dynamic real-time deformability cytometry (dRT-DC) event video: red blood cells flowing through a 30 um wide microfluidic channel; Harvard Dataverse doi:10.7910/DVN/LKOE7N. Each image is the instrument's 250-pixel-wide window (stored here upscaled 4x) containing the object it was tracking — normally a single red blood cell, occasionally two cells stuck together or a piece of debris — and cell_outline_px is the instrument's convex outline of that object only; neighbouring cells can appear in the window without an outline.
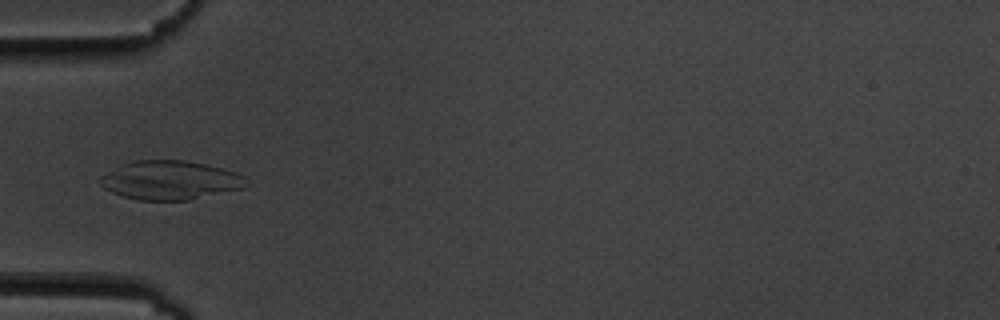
{"species": "common noctule bat (a hibernating species)", "species_latin": "Nyctalus noctula", "temperature_condition": "cold", "stored_images_in_passage": 12, "camera_frame_rate_fps": 3000, "um_per_image_px": 0.085, "animal": {"sex": "male", "body_mass_g": 19.5, "forearm_length_mm": 54.6}, "frame": {"image": 1, "passage_image": 2, "time_ms": 1.0, "image_size_px": [1000, 320], "cell_outline_px": [[252, 184], [244, 188], [188, 200], [136, 200], [112, 192], [104, 188], [100, 184], [100, 176], [132, 160], [188, 160], [208, 164], [236, 172], [244, 176]], "centroid_in_image_um": [14.53, 15.31], "position_along_channel_um": 70.5, "area_um2": 33.29}}
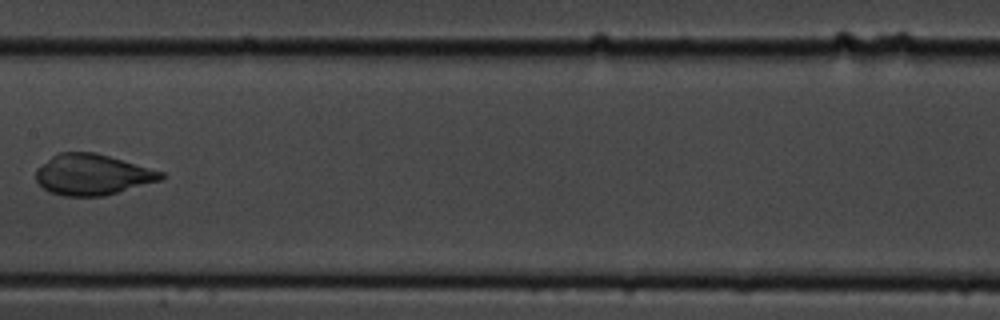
{"frame": {"image": 2, "passage_image": 5, "time_ms": 4.667, "image_size_px": [1000, 320], "cell_outline_px": [[164, 176], [160, 180], [104, 196], [64, 196], [48, 192], [36, 180], [36, 168], [52, 156], [60, 152], [96, 152], [164, 172]], "centroid_in_image_um": [7.83, 14.84], "position_along_channel_um": 199.6, "area_um2": 29.65}}
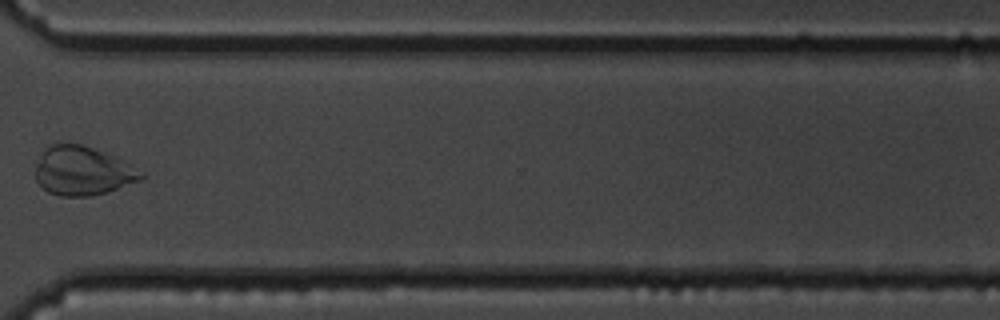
{"frame": {"image": 3, "passage_image": 9, "time_ms": 9.333, "image_size_px": [1000, 320], "cell_outline_px": [[148, 176], [140, 180], [92, 196], [60, 196], [48, 192], [36, 180], [36, 164], [44, 144], [64, 140], [80, 144], [116, 156]], "centroid_in_image_um": [6.95, 14.47], "position_along_channel_um": 363.6, "area_um2": 30.52}}